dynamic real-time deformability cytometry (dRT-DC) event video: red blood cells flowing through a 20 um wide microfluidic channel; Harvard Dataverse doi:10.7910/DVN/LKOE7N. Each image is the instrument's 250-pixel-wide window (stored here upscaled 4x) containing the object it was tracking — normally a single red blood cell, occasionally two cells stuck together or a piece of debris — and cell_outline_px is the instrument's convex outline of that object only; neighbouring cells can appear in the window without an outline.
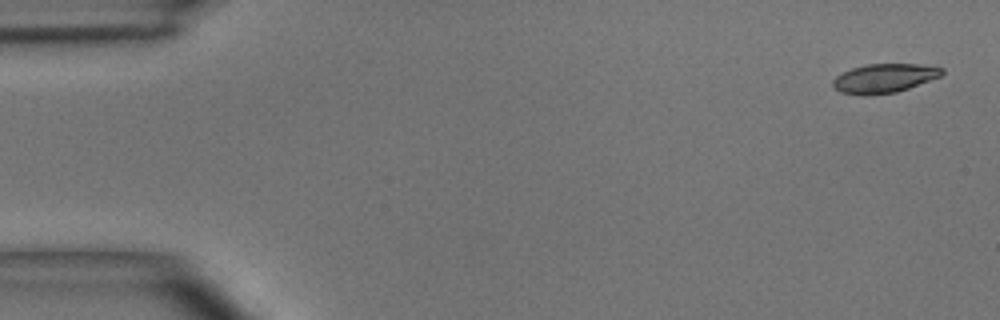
{"species": "common noctule bat (a hibernating species)", "species_latin": "Nyctalus noctula", "temperature_condition": "room temperature", "stored_images_in_passage": 6, "camera_frame_rate_fps": 3000, "um_per_image_px": 0.085, "animal": {"sex": "male", "body_mass_g": 15.6}, "frame": {"image": 1, "passage_image": 1, "time_ms": 0.0, "image_size_px": [1000, 320], "cell_outline_px": [[944, 72], [940, 76], [908, 88], [896, 92], [840, 92], [832, 84], [832, 80], [836, 76], [852, 68], [868, 64], [916, 64], [944, 68]], "centroid_in_image_um": [75.2, 6.6], "position_along_channel_um": 9.8, "area_um2": 17.46}}
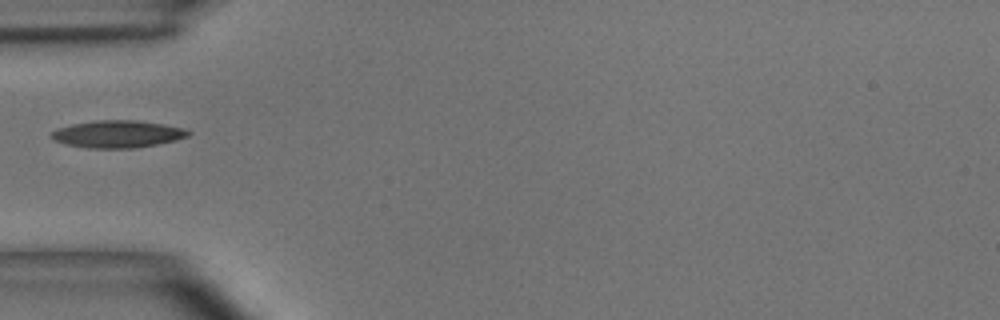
{"frame": {"image": 2, "passage_image": 5, "time_ms": 1.333, "image_size_px": [1000, 320], "cell_outline_px": [[192, 132], [188, 136], [176, 140], [156, 144], [132, 148], [88, 148], [68, 144], [52, 140], [48, 136], [56, 128], [72, 124], [96, 120], [136, 120], [164, 124], [184, 128]], "centroid_in_image_um": [9.97, 11.39], "position_along_channel_um": 75.0, "area_um2": 21.79}}
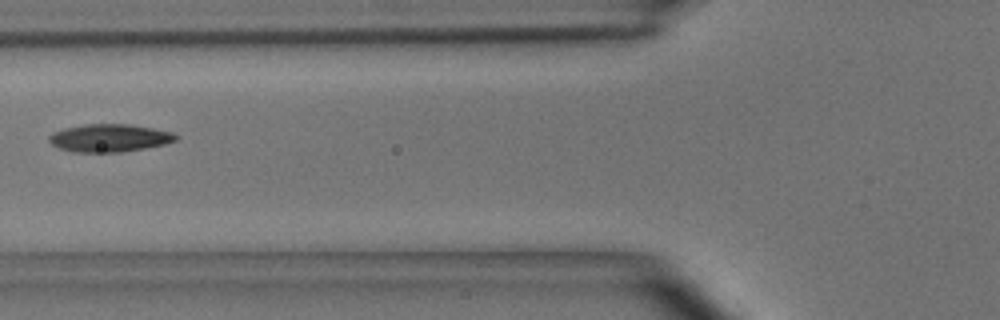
{"frame": {"image": 3, "passage_image": 6, "time_ms": 1.667, "image_size_px": [1000, 320], "cell_outline_px": [[180, 136], [176, 140], [164, 144], [144, 148], [120, 152], [72, 152], [60, 148], [52, 144], [48, 140], [48, 136], [52, 132], [64, 128], [84, 124], [128, 124], [152, 128], [172, 132]], "centroid_in_image_um": [9.28, 11.72], "position_along_channel_um": 116.5, "area_um2": 20.52}}